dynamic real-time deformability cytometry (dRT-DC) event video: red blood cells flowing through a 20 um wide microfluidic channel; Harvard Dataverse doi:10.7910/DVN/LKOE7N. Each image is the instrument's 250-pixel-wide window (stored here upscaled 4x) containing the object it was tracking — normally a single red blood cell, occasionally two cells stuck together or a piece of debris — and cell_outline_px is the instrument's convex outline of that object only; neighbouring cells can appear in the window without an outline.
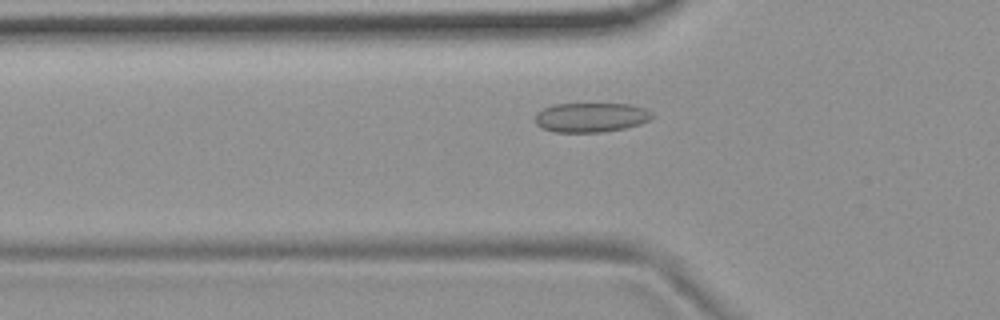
{"species": "common noctule bat (a hibernating species)", "species_latin": "Nyctalus noctula", "temperature_condition": "room temperature", "stored_images_in_passage": 49, "camera_frame_rate_fps": 3000, "um_per_image_px": 0.085, "animal": {"sex": "female", "body_mass_g": 19.9}, "frame": {"image": 1, "passage_image": 13, "time_ms": 4.0, "image_size_px": [1000, 320], "cell_outline_px": [[656, 116], [640, 124], [624, 128], [604, 132], [552, 132], [540, 128], [536, 124], [536, 112], [552, 104], [632, 104], [644, 108], [652, 112]], "centroid_in_image_um": [50.23, 9.98], "position_along_channel_um": 75.6, "area_um2": 20.29}}
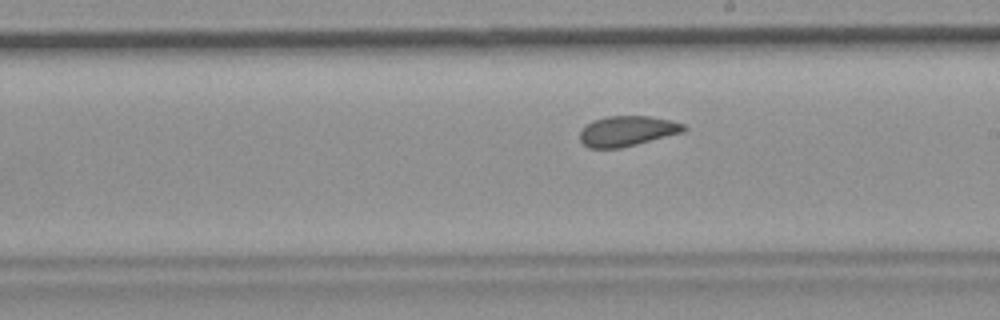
{"frame": {"image": 2, "passage_image": 26, "time_ms": 8.333, "image_size_px": [1000, 320], "cell_outline_px": [[688, 128], [684, 132], [620, 148], [588, 148], [580, 140], [580, 132], [584, 124], [592, 120], [608, 116], [648, 116], [672, 120], [684, 124]], "centroid_in_image_um": [53.3, 11.13], "position_along_channel_um": 235.7, "area_um2": 18.44}}
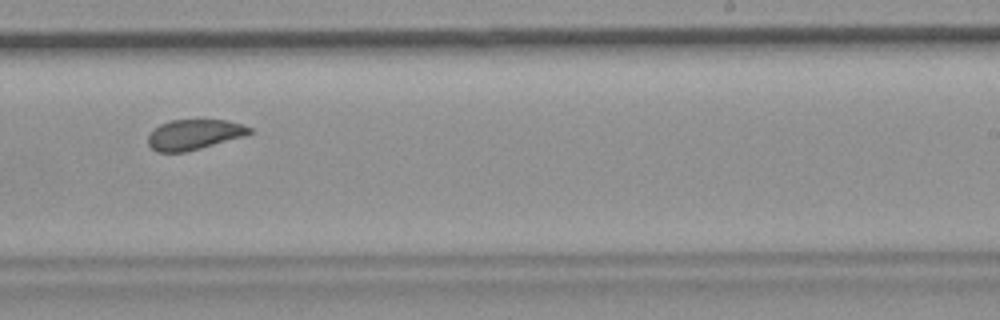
{"frame": {"image": 3, "passage_image": 29, "time_ms": 9.333, "image_size_px": [1000, 320], "cell_outline_px": [[252, 132], [244, 136], [200, 148], [184, 152], [156, 152], [148, 144], [148, 136], [160, 124], [168, 120], [224, 120], [244, 124], [252, 128]], "centroid_in_image_um": [16.5, 11.43], "position_along_channel_um": 272.5, "area_um2": 17.74}, "authors_computed_cell_mechanics": {"area_um2": 19.074, "velocity_mm_per_s": 3.7023, "shape_relaxation_time_tau1_ms": 11.0647, "shape_relaxation_time_tau2_ms": 1.5959, "deformation_change_tau1": 0.1316, "deformation_change_tau2": 0.0425}}